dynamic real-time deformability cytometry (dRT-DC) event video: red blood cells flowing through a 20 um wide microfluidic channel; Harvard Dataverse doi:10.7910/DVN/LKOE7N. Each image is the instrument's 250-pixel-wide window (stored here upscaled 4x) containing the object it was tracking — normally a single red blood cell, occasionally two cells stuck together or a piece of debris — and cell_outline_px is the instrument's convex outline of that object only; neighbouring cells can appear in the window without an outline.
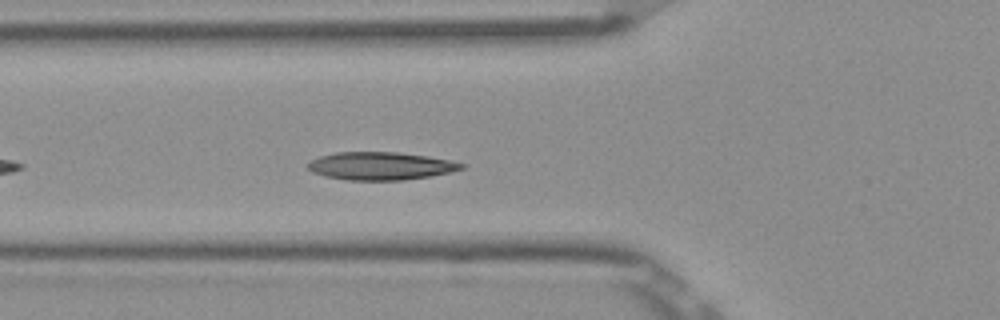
{"species": "Egyptian fruit bat (a non-hibernating species)", "species_latin": "Rousettus aegyptiacus", "temperature_condition": "room temperature", "stored_images_in_passage": 38, "camera_frame_rate_fps": 3000, "um_per_image_px": 0.085, "frame": {"image": 1, "passage_image": 6, "time_ms": 1.667, "image_size_px": [1000, 320], "cell_outline_px": [[468, 164], [464, 168], [448, 172], [428, 176], [404, 180], [348, 180], [324, 176], [312, 172], [308, 168], [308, 164], [312, 160], [320, 156], [336, 152], [396, 152], [428, 156]], "centroid_in_image_um": [32.34, 14.1], "position_along_channel_um": 93.5, "area_um2": 24.8}}
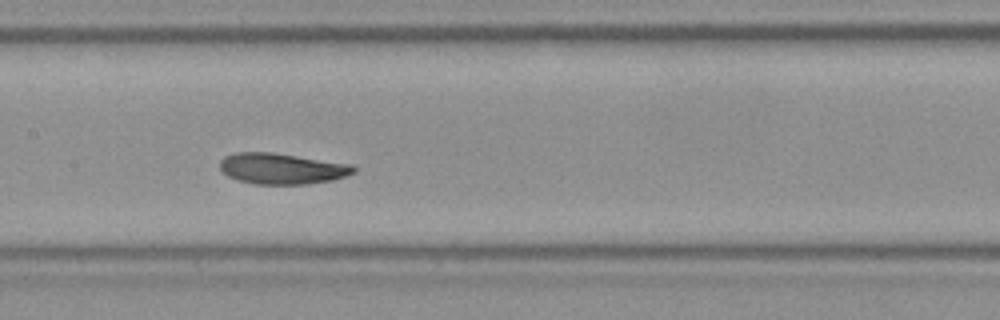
{"frame": {"image": 2, "passage_image": 13, "time_ms": 4.0, "image_size_px": [1000, 320], "cell_outline_px": [[356, 172], [332, 180], [308, 184], [256, 184], [240, 180], [228, 176], [220, 168], [220, 160], [224, 156], [236, 152], [272, 152], [352, 164], [356, 168]], "centroid_in_image_um": [23.97, 14.32], "position_along_channel_um": 183.4, "area_um2": 24.04}}
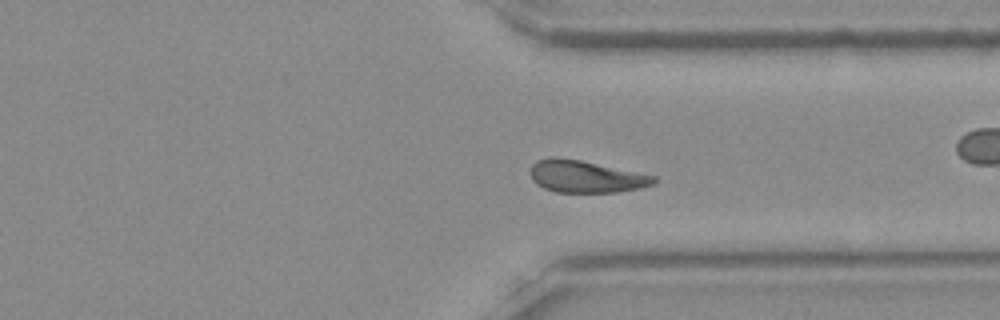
{"frame": {"image": 3, "passage_image": 24, "time_ms": 7.667, "image_size_px": [1000, 320], "cell_outline_px": [[656, 180], [652, 184], [640, 188], [616, 192], [556, 192], [544, 188], [536, 184], [532, 180], [528, 172], [532, 164], [536, 160], [556, 156], [580, 160], [656, 176]], "centroid_in_image_um": [49.72, 15.0], "position_along_channel_um": 361.7, "area_um2": 23.12}, "authors_computed_cell_mechanics": {"area_um2": 23.6113, "velocity_mm_per_s": 3.8855, "shape_relaxation_time_tau1_ms": 3.6613, "shape_relaxation_time_tau2_ms": 2.7381, "deformation_change_tau1": 0.1218, "deformation_change_tau2": 0.083}}